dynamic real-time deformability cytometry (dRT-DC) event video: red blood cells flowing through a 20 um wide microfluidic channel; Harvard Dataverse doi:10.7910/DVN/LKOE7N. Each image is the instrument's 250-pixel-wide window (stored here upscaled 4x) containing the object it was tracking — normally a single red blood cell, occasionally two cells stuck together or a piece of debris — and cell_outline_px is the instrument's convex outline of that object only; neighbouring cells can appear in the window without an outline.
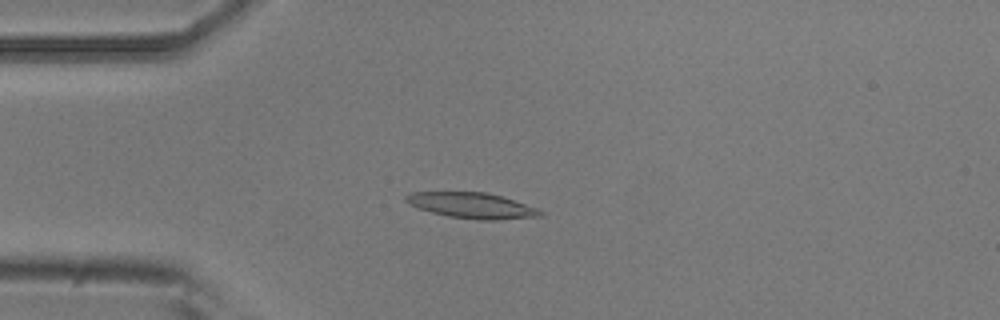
{"species": "common noctule bat (a hibernating species)", "species_latin": "Nyctalus noctula", "temperature_condition": "room temperature", "stored_images_in_passage": 4, "camera_frame_rate_fps": 3000, "um_per_image_px": 0.085, "animal": {"sex": "male", "body_mass_g": 20.5, "forearm_length_mm": 52.5}, "frame": {"image": 1, "passage_image": 2, "time_ms": 0.333, "image_size_px": [1000, 320], "cell_outline_px": [[544, 212], [540, 216], [496, 220], [480, 220], [448, 216], [432, 212], [408, 204], [404, 200], [404, 196], [412, 192], [484, 192], [500, 196], [536, 208]], "centroid_in_image_um": [40.07, 17.46], "position_along_channel_um": 44.9, "area_um2": 19.77}}